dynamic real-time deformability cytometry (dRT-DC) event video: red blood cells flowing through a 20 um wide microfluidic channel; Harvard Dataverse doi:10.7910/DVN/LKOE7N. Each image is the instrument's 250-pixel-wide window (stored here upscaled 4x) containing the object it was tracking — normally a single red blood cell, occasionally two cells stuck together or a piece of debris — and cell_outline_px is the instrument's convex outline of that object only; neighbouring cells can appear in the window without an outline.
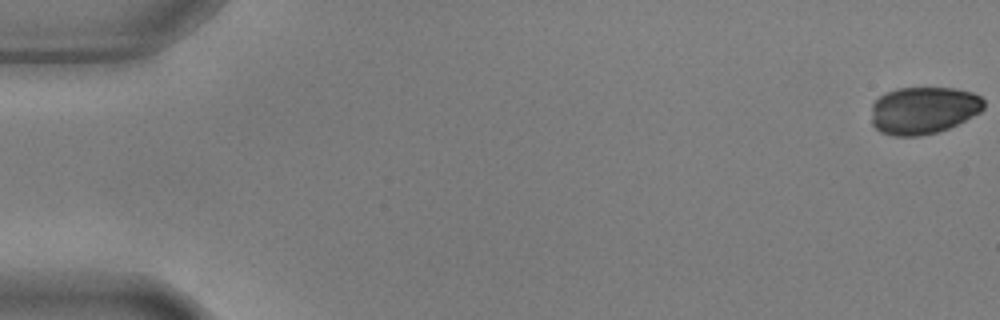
{"species": "common noctule bat (a hibernating species)", "species_latin": "Nyctalus noctula", "temperature_condition": "warm", "stored_images_in_passage": 56, "camera_frame_rate_fps": 3000, "um_per_image_px": 0.085, "animal": {"sex": "male", "body_mass_g": 17.9, "forearm_length_mm": 54.2}, "frame": {"image": 1, "passage_image": 1, "time_ms": 0.0, "image_size_px": [1000, 320], "cell_outline_px": [[984, 108], [980, 112], [948, 128], [936, 132], [916, 136], [892, 136], [880, 132], [872, 124], [872, 104], [884, 92], [896, 88], [956, 88], [972, 92], [980, 96], [984, 100]], "centroid_in_image_um": [78.47, 9.36], "position_along_channel_um": 6.5, "area_um2": 31.04}}
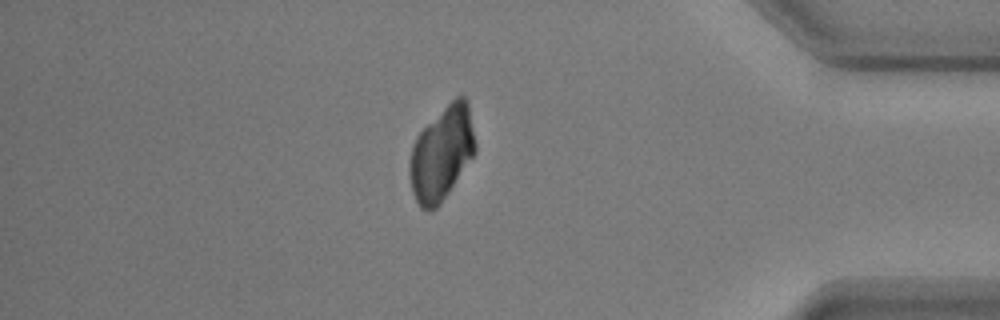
{"frame": {"image": 2, "passage_image": 48, "time_ms": 15.667, "image_size_px": [1000, 320], "cell_outline_px": [[476, 152], [440, 204], [436, 208], [428, 212], [420, 208], [412, 192], [408, 168], [408, 164], [412, 144], [416, 136], [456, 96], [464, 96], [468, 100], [476, 144]], "centroid_in_image_um": [37.53, 13.06], "position_along_channel_um": 397.7, "area_um2": 35.84}}
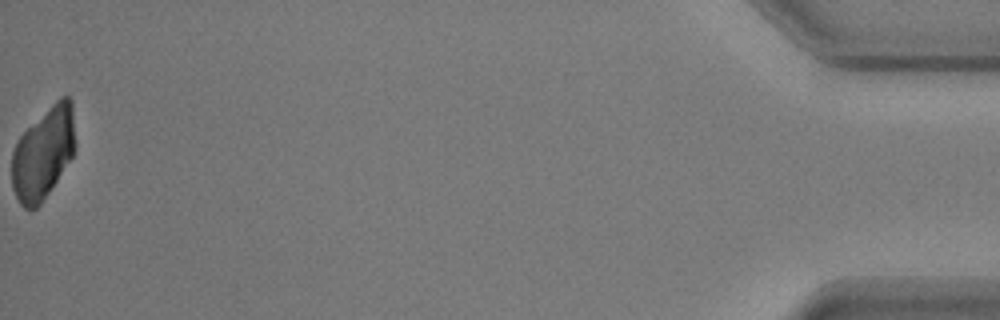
{"frame": {"image": 3, "passage_image": 56, "time_ms": 18.333, "image_size_px": [1000, 320], "cell_outline_px": [[76, 148], [72, 156], [40, 204], [36, 208], [24, 208], [20, 204], [12, 188], [12, 152], [16, 140], [60, 96], [68, 96], [72, 100], [76, 144]], "centroid_in_image_um": [3.68, 13.0], "position_along_channel_um": 431.5, "area_um2": 33.64}}